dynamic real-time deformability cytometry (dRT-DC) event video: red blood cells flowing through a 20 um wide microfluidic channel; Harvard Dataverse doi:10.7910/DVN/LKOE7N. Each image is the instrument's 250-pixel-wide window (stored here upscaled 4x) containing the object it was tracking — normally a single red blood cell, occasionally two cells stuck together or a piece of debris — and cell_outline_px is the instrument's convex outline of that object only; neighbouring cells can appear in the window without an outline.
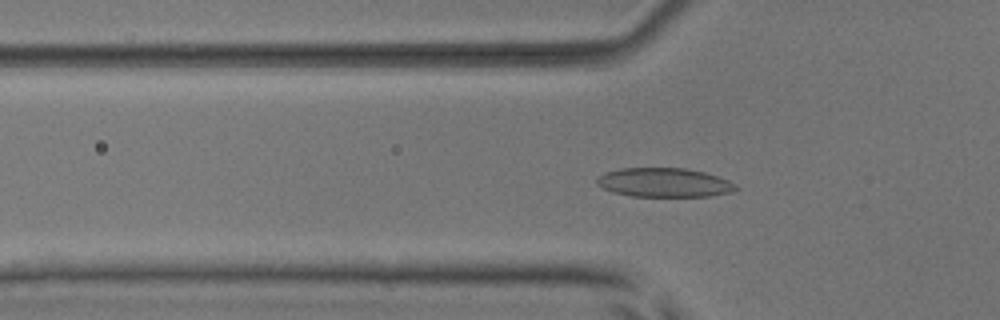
{"species": "common noctule bat (a hibernating species)", "species_latin": "Nyctalus noctula", "temperature_condition": "room temperature", "stored_images_in_passage": 43, "camera_frame_rate_fps": 3000, "um_per_image_px": 0.085, "animal": {"sex": "male", "body_mass_g": 17.9, "forearm_length_mm": 54.2}, "frame": {"image": 1, "passage_image": 10, "time_ms": 3.0, "image_size_px": [1000, 320], "cell_outline_px": [[740, 188], [732, 192], [712, 196], [632, 196], [612, 192], [596, 184], [596, 176], [604, 172], [620, 168], [684, 168], [704, 172], [728, 180], [736, 184]], "centroid_in_image_um": [56.44, 15.51], "position_along_channel_um": 69.4, "area_um2": 23.7}}
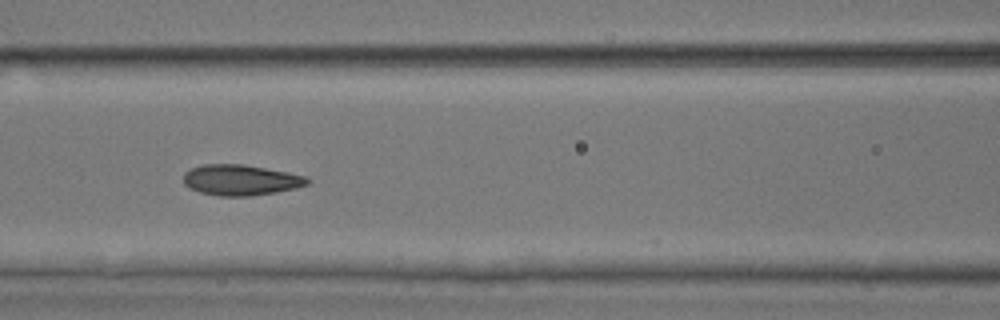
{"frame": {"image": 2, "passage_image": 16, "time_ms": 5.0, "image_size_px": [1000, 320], "cell_outline_px": [[312, 180], [308, 184], [296, 188], [276, 192], [252, 196], [220, 196], [200, 192], [184, 184], [184, 172], [192, 168], [204, 164], [244, 164], [288, 172], [308, 176]], "centroid_in_image_um": [20.51, 15.3], "position_along_channel_um": 146.1, "area_um2": 22.25}}
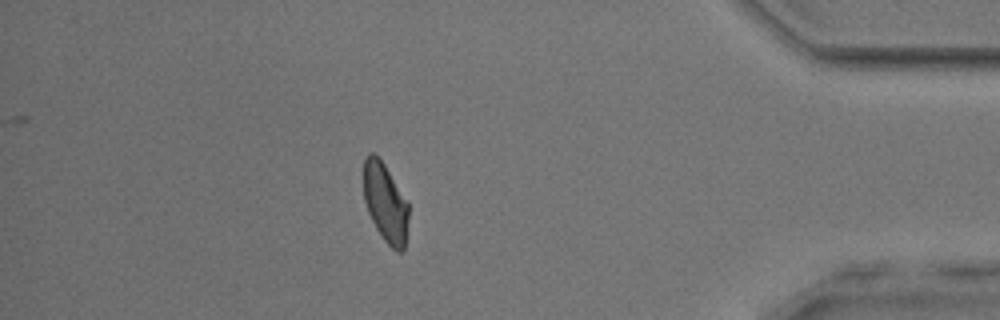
{"frame": {"image": 3, "passage_image": 39, "time_ms": 12.667, "image_size_px": [1000, 320], "cell_outline_px": [[408, 220], [404, 252], [396, 252], [384, 240], [376, 228], [368, 212], [364, 200], [364, 160], [368, 152], [372, 152], [384, 164], [408, 200]], "centroid_in_image_um": [32.77, 17.25], "position_along_channel_um": 402.4, "area_um2": 20.75}, "authors_computed_cell_mechanics": {"area_um2": 21.6172, "velocity_mm_per_s": 3.863, "shape_relaxation_time_tau1_ms": 6.53, "shape_relaxation_time_tau2_ms": 1.0659, "deformation_change_tau1": 0.1432, "deformation_change_tau2": 0.0587}}